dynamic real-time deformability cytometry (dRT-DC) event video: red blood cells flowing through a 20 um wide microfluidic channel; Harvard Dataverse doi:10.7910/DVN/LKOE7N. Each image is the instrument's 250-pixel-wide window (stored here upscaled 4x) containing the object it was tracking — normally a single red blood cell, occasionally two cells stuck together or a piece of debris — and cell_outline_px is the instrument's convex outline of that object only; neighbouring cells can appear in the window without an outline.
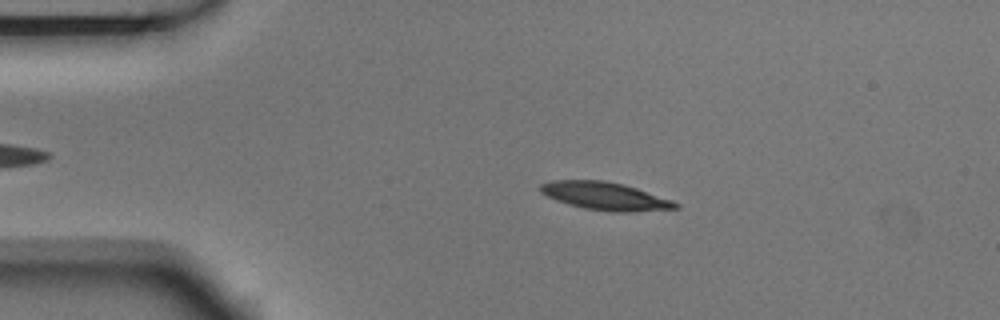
{"species": "Egyptian fruit bat (a non-hibernating species)", "species_latin": "Rousettus aegyptiacus", "temperature_condition": "room temperature", "stored_images_in_passage": 4, "camera_frame_rate_fps": 3000, "um_per_image_px": 0.085, "animal": {"sex": "male"}, "frame": {"image": 1, "passage_image": 2, "time_ms": 0.333, "image_size_px": [1000, 320], "cell_outline_px": [[680, 208], [628, 212], [612, 212], [584, 208], [568, 204], [556, 200], [540, 192], [540, 184], [552, 180], [604, 180], [624, 184], [672, 200], [680, 204]], "centroid_in_image_um": [51.44, 16.66], "position_along_channel_um": 33.6, "area_um2": 21.91}}
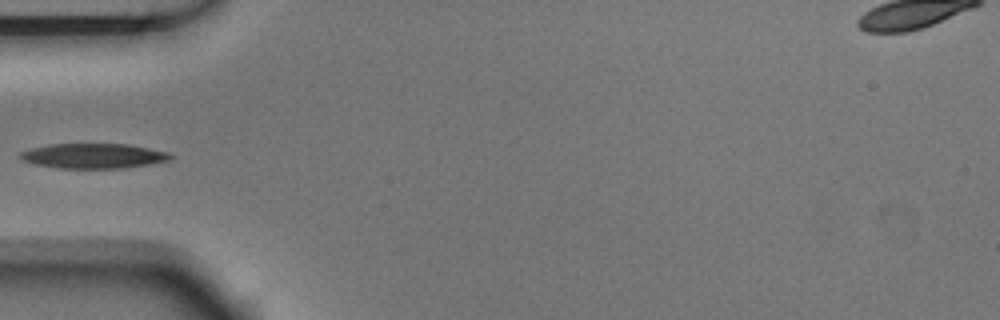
{"frame": {"image": 2, "passage_image": 4, "time_ms": 1.0, "image_size_px": [1000, 320], "cell_outline_px": [[176, 156], [172, 160], [124, 168], [60, 168], [36, 164], [20, 160], [16, 156], [20, 152], [32, 148], [48, 144], [128, 144], [172, 152]], "centroid_in_image_um": [7.99, 13.25], "position_along_channel_um": 77.0, "area_um2": 22.14}}